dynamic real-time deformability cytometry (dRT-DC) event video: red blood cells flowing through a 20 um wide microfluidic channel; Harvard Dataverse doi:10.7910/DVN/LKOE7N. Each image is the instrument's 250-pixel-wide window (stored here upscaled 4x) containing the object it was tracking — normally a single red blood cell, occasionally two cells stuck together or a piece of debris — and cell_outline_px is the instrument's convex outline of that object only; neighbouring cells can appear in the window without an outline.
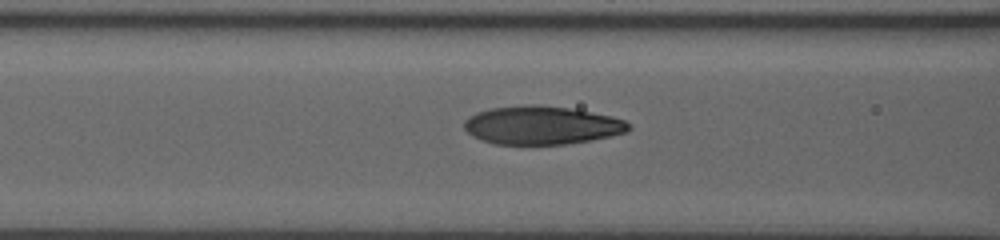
{"species": "human", "species_latin": "Homo sapiens", "temperature_condition": "room temperature", "stored_images_in_passage": 18, "camera_frame_rate_fps": 3000, "um_per_image_px": 0.085, "donor": {"sex": "male"}, "frame": {"image": 1, "passage_image": 6, "time_ms": 1.667, "image_size_px": [1000, 240], "cell_outline_px": [[632, 128], [628, 132], [592, 140], [564, 144], [496, 144], [480, 140], [472, 136], [464, 128], [464, 120], [468, 116], [476, 112], [488, 108], [524, 104], [536, 104], [568, 108], [592, 112], [612, 116], [624, 120]], "centroid_in_image_um": [46.02, 10.64], "position_along_channel_um": 120.6, "area_um2": 37.05}}
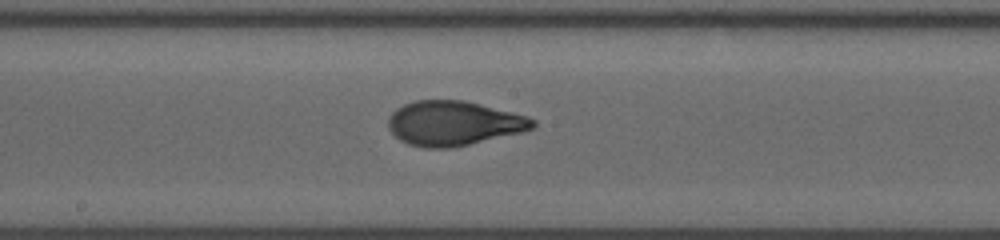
{"frame": {"image": 2, "passage_image": 13, "time_ms": 4.0, "image_size_px": [1000, 240], "cell_outline_px": [[536, 128], [524, 132], [452, 148], [424, 148], [408, 144], [400, 140], [388, 128], [388, 116], [396, 108], [404, 104], [416, 100], [464, 100], [528, 116], [536, 120]], "centroid_in_image_um": [38.58, 10.48], "position_along_channel_um": 209.6, "area_um2": 37.86}}
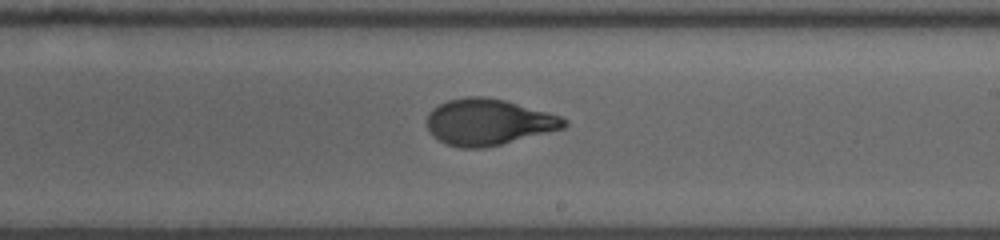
{"frame": {"image": 3, "passage_image": 16, "time_ms": 5.0, "image_size_px": [1000, 240], "cell_outline_px": [[568, 124], [564, 128], [484, 148], [460, 148], [448, 144], [440, 140], [428, 128], [428, 112], [432, 108], [448, 100], [464, 96], [484, 96], [504, 100], [560, 116], [568, 120]], "centroid_in_image_um": [41.51, 10.36], "position_along_channel_um": 247.5, "area_um2": 36.47}}